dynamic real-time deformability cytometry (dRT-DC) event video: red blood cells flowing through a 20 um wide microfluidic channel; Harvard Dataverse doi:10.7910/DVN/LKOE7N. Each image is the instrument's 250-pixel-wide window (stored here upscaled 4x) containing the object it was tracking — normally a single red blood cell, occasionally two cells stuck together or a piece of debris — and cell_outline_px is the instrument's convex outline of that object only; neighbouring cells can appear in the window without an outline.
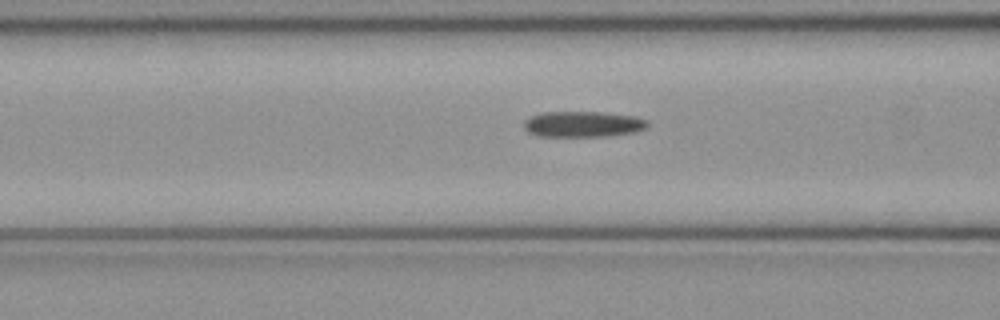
{"species": "common noctule bat (a hibernating species)", "species_latin": "Nyctalus noctula", "temperature_condition": "cold", "stored_images_in_passage": 50, "camera_frame_rate_fps": 3000, "um_per_image_px": 0.085, "animal": {"sex": "female", "body_mass_g": 21.9}, "frame": {"image": 1, "passage_image": 19, "time_ms": 6.0, "image_size_px": [1000, 320], "cell_outline_px": [[648, 124], [644, 128], [636, 132], [608, 136], [536, 136], [528, 132], [524, 128], [524, 120], [532, 116], [544, 112], [604, 112], [636, 116], [648, 120]], "centroid_in_image_um": [49.56, 10.55], "position_along_channel_um": 117.0, "area_um2": 18.67}}
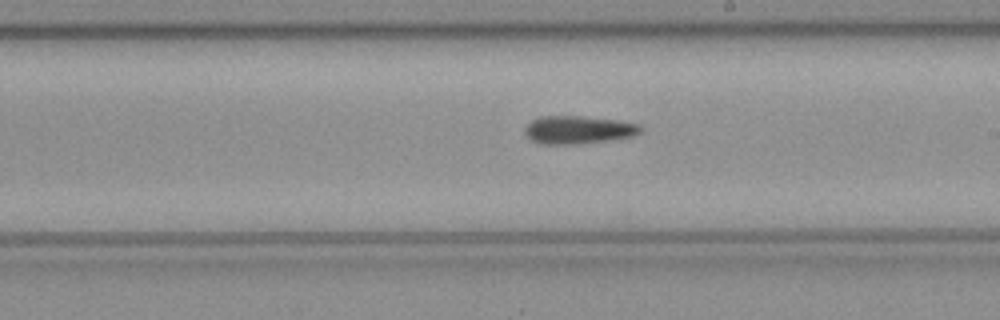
{"frame": {"image": 2, "passage_image": 28, "time_ms": 9.0, "image_size_px": [1000, 320], "cell_outline_px": [[644, 128], [636, 136], [580, 144], [540, 144], [532, 140], [524, 132], [524, 128], [532, 120], [540, 116], [580, 116], [616, 120], [640, 124]], "centroid_in_image_um": [49.18, 11.04], "position_along_channel_um": 239.8, "area_um2": 18.96}}
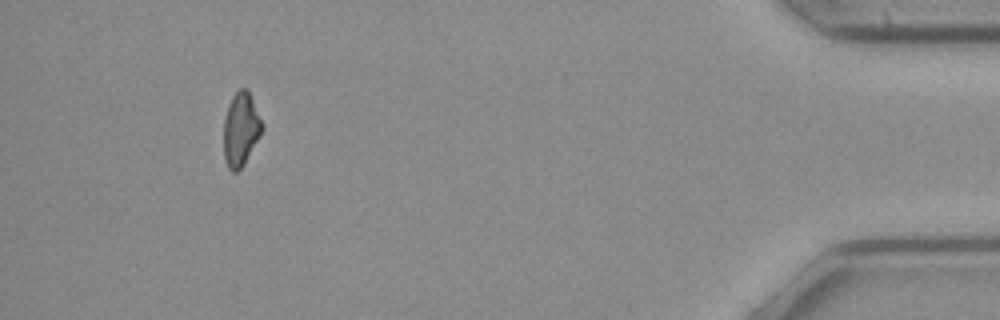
{"frame": {"image": 3, "passage_image": 46, "time_ms": 15.0, "image_size_px": [1000, 320], "cell_outline_px": [[264, 128], [260, 136], [244, 164], [236, 172], [232, 172], [228, 168], [224, 156], [224, 120], [228, 104], [232, 96], [240, 88], [248, 88]], "centroid_in_image_um": [20.47, 10.98], "position_along_channel_um": 414.7, "area_um2": 16.42}, "authors_computed_cell_mechanics": {"area_um2": 18.207, "velocity_mm_per_s": 4.0779, "shape_relaxation_time_tau1_ms": 9.4988, "shape_relaxation_time_tau2_ms": null, "deformation_change_tau1": 0.1513, "deformation_change_tau2": null}}